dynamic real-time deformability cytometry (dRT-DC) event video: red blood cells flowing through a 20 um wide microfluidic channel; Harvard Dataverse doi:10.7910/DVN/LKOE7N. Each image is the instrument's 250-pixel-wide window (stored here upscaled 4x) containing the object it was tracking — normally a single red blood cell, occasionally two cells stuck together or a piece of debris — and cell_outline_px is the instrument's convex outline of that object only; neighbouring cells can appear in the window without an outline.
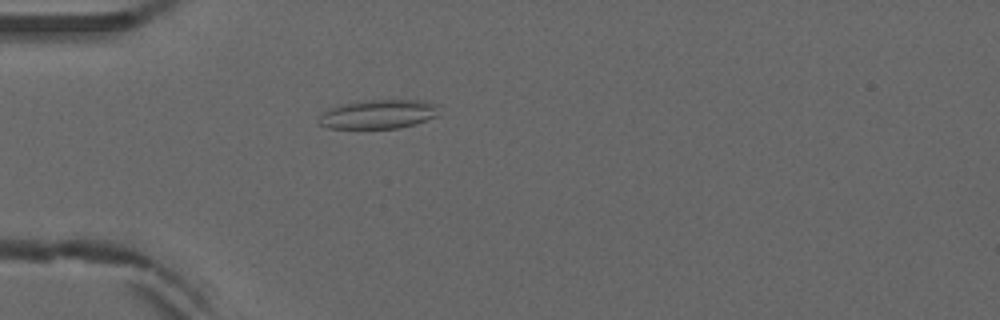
{"species": "common noctule bat (a hibernating species)", "species_latin": "Nyctalus noctula", "temperature_condition": "warm", "stored_images_in_passage": 51, "camera_frame_rate_fps": 3000, "um_per_image_px": 0.085, "animal": {"sex": "male", "forearm_length_mm": 52.5}, "frame": {"image": 1, "passage_image": 14, "time_ms": 4.333, "image_size_px": [1000, 320], "cell_outline_px": [[440, 104], [436, 116], [416, 124], [400, 128], [328, 128], [320, 124], [320, 116], [328, 108], [340, 104], [360, 100], [424, 100]], "centroid_in_image_um": [32.19, 9.69], "position_along_channel_um": 52.8, "area_um2": 20.52}}
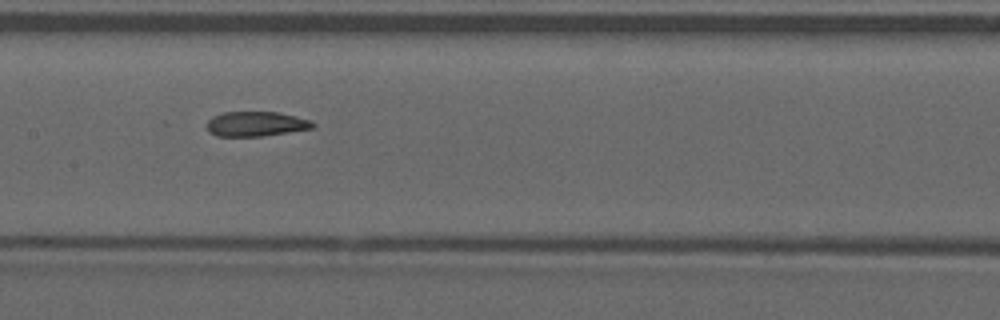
{"frame": {"image": 2, "passage_image": 25, "time_ms": 8.0, "image_size_px": [1000, 320], "cell_outline_px": [[316, 128], [260, 136], [216, 136], [208, 132], [208, 120], [212, 116], [224, 112], [276, 112], [296, 116], [312, 120], [316, 124]], "centroid_in_image_um": [21.79, 10.53], "position_along_channel_um": 185.6, "area_um2": 15.37}}
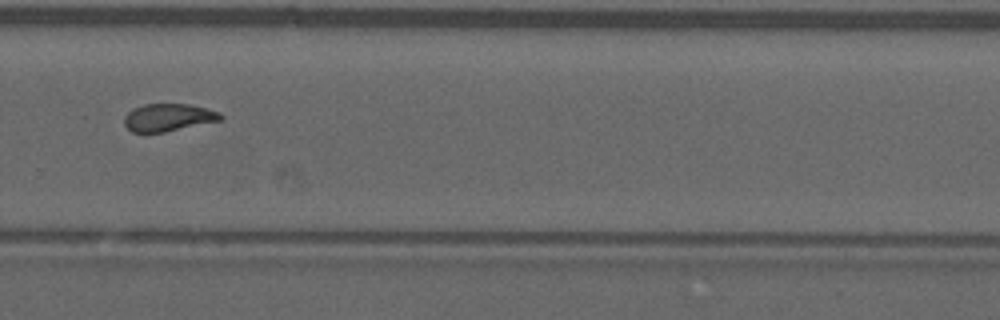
{"frame": {"image": 3, "passage_image": 35, "time_ms": 11.333, "image_size_px": [1000, 320], "cell_outline_px": [[224, 116], [220, 120], [164, 132], [132, 132], [124, 124], [124, 116], [132, 108], [144, 104], [188, 104], [220, 112]], "centroid_in_image_um": [14.27, 9.97], "position_along_channel_um": 315.5, "area_um2": 15.32}, "authors_computed_cell_mechanics": {"area_um2": 16.5308, "velocity_mm_per_s": 3.9124, "shape_relaxation_time_tau1_ms": null, "shape_relaxation_time_tau2_ms": 1.904, "deformation_change_tau1": null, "deformation_change_tau2": 0.0634}}